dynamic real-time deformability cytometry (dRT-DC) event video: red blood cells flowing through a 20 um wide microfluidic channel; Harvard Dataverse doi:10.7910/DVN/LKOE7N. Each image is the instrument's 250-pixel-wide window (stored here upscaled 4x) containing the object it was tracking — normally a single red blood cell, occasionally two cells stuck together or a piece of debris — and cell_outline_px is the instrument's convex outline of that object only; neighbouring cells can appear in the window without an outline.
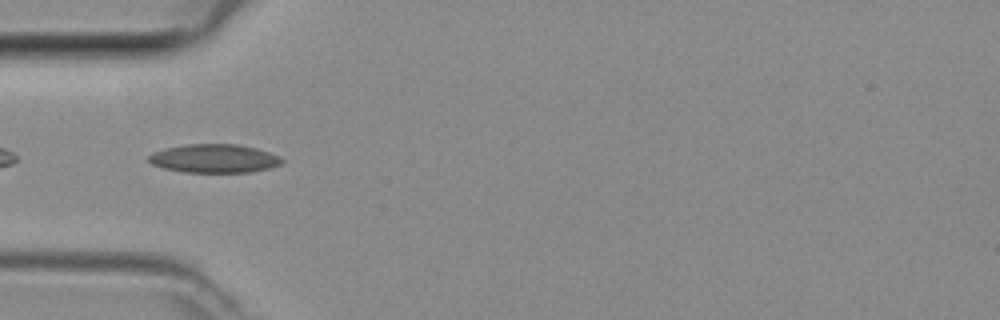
{"species": "common noctule bat (a hibernating species)", "species_latin": "Nyctalus noctula", "temperature_condition": "room temperature", "stored_images_in_passage": 31, "camera_frame_rate_fps": 3000, "um_per_image_px": 0.085, "animal": {"sex": "female", "body_mass_g": 29.2, "forearm_length_mm": 56.3}, "frame": {"image": 1, "passage_image": 1, "time_ms": 0.0, "image_size_px": [1000, 320], "cell_outline_px": [[284, 164], [252, 172], [184, 172], [164, 168], [152, 164], [148, 160], [148, 156], [152, 152], [168, 148], [188, 144], [236, 144], [256, 148], [280, 156], [284, 160]], "centroid_in_image_um": [18.24, 13.47], "position_along_channel_um": 66.8, "area_um2": 22.14}}
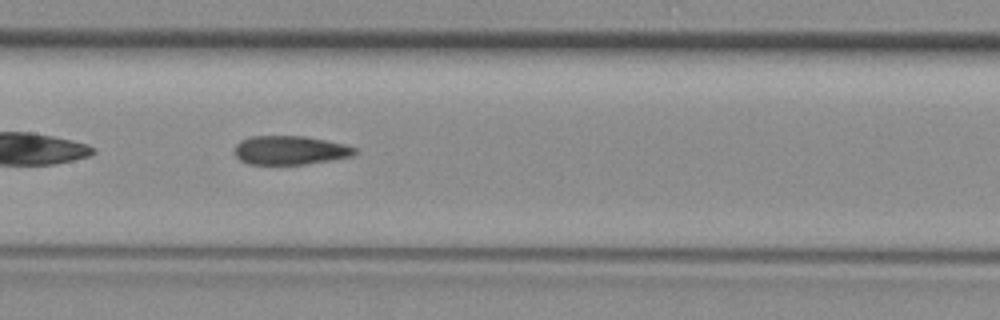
{"frame": {"image": 2, "passage_image": 9, "time_ms": 2.667, "image_size_px": [1000, 320], "cell_outline_px": [[360, 152], [352, 156], [332, 160], [304, 164], [248, 164], [240, 160], [232, 152], [236, 144], [240, 140], [252, 136], [304, 136], [344, 144], [356, 148]], "centroid_in_image_um": [24.64, 12.77], "position_along_channel_um": 182.8, "area_um2": 20.35}}
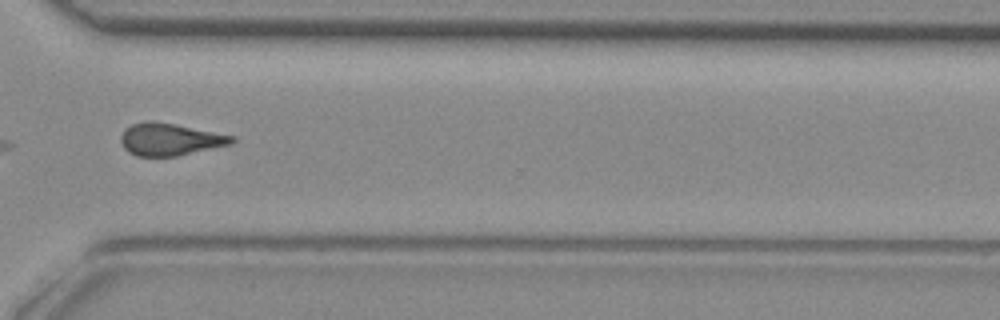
{"frame": {"image": 3, "passage_image": 21, "time_ms": 6.667, "image_size_px": [1000, 320], "cell_outline_px": [[236, 140], [232, 144], [176, 156], [136, 156], [128, 152], [124, 148], [120, 140], [120, 136], [124, 128], [132, 124], [172, 124], [236, 136]], "centroid_in_image_um": [14.47, 11.89], "position_along_channel_um": 356.1, "area_um2": 20.23}}